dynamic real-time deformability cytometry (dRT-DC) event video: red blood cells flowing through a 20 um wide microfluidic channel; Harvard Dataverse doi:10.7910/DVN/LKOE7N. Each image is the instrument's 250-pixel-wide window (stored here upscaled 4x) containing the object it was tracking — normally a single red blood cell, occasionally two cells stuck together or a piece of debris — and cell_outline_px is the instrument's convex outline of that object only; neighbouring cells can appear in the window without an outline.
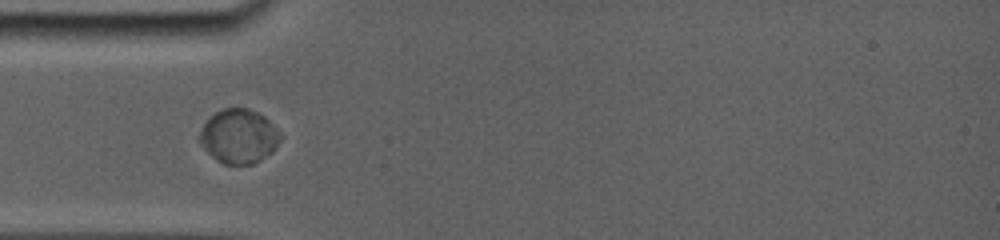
{"species": "common noctule bat (a hibernating species)", "species_latin": "Nyctalus noctula", "temperature_condition": "room temperature", "stored_images_in_passage": 61, "camera_frame_rate_fps": 5000, "um_per_image_px": 0.085, "animal": {"sex": "female", "body_mass_g": 19.0, "forearm_length_mm": 56.7}, "frame": {"image": 1, "passage_image": 1, "time_ms": 0.0, "image_size_px": [1000, 240], "cell_outline_px": [[280, 140], [272, 152], [260, 160], [252, 164], [224, 164], [216, 160], [196, 140], [196, 136], [204, 124], [216, 112], [224, 108], [248, 108], [264, 116], [272, 124], [280, 136]], "centroid_in_image_um": [20.25, 11.59], "position_along_channel_um": 64.7, "area_um2": 25.32}}
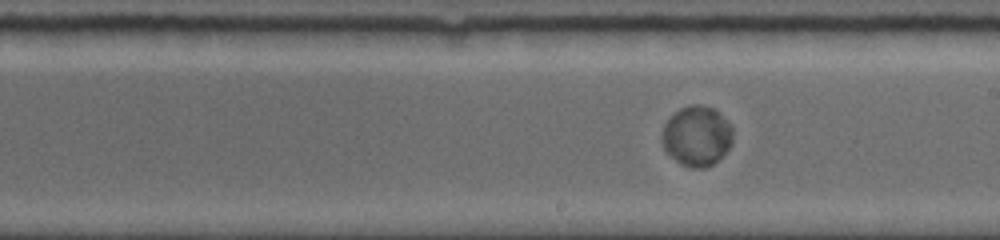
{"frame": {"image": 2, "passage_image": 25, "time_ms": 4.4, "image_size_px": [1000, 240], "cell_outline_px": [[732, 144], [712, 164], [704, 168], [688, 168], [680, 164], [664, 148], [660, 140], [660, 136], [664, 124], [680, 108], [688, 104], [700, 104], [712, 108], [728, 120], [732, 128]], "centroid_in_image_um": [59.21, 11.55], "position_along_channel_um": 229.8, "area_um2": 24.8}}
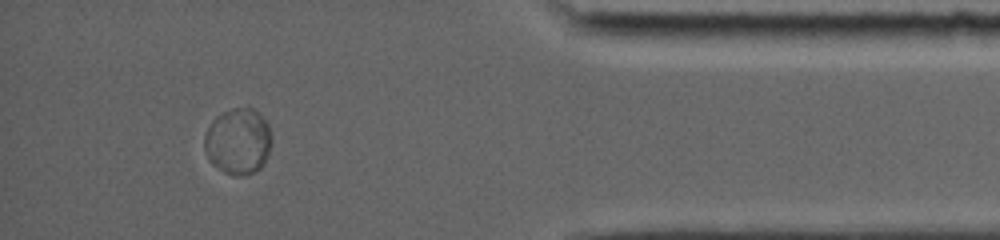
{"frame": {"image": 3, "passage_image": 53, "time_ms": 10.0, "image_size_px": [1000, 240], "cell_outline_px": [[272, 140], [264, 164], [260, 168], [248, 176], [232, 176], [224, 172], [212, 164], [204, 148], [204, 136], [212, 120], [216, 116], [232, 108], [248, 104], [268, 124]], "centroid_in_image_um": [20.24, 12.01], "position_along_channel_um": 415.0, "area_um2": 26.18}, "authors_computed_cell_mechanics": {"area_um2": 25.3742, "velocity_mm_per_s": 3.7524, "shape_relaxation_time_tau1_ms": 1.2566, "shape_relaxation_time_tau2_ms": null, "deformation_change_tau1": 0.0221, "deformation_change_tau2": null}}